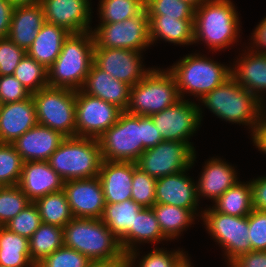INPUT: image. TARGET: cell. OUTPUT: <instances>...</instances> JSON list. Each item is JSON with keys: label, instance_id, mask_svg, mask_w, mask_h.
Segmentation results:
<instances>
[{"label": "cell", "instance_id": "obj_29", "mask_svg": "<svg viewBox=\"0 0 266 267\" xmlns=\"http://www.w3.org/2000/svg\"><path fill=\"white\" fill-rule=\"evenodd\" d=\"M148 18L151 45L159 39L174 45L194 44L193 20H178L170 17Z\"/></svg>", "mask_w": 266, "mask_h": 267}, {"label": "cell", "instance_id": "obj_18", "mask_svg": "<svg viewBox=\"0 0 266 267\" xmlns=\"http://www.w3.org/2000/svg\"><path fill=\"white\" fill-rule=\"evenodd\" d=\"M190 169L157 178L155 204L173 205L189 209L197 217L199 199L196 182L186 173Z\"/></svg>", "mask_w": 266, "mask_h": 267}, {"label": "cell", "instance_id": "obj_19", "mask_svg": "<svg viewBox=\"0 0 266 267\" xmlns=\"http://www.w3.org/2000/svg\"><path fill=\"white\" fill-rule=\"evenodd\" d=\"M64 182L48 161H27L23 163L17 185L34 202L47 194L62 191Z\"/></svg>", "mask_w": 266, "mask_h": 267}, {"label": "cell", "instance_id": "obj_55", "mask_svg": "<svg viewBox=\"0 0 266 267\" xmlns=\"http://www.w3.org/2000/svg\"><path fill=\"white\" fill-rule=\"evenodd\" d=\"M185 2H188L190 5H192L195 9L201 6L203 3H205L207 0H182Z\"/></svg>", "mask_w": 266, "mask_h": 267}, {"label": "cell", "instance_id": "obj_20", "mask_svg": "<svg viewBox=\"0 0 266 267\" xmlns=\"http://www.w3.org/2000/svg\"><path fill=\"white\" fill-rule=\"evenodd\" d=\"M37 124L32 95L22 101L2 104L0 109V143L13 144L17 138Z\"/></svg>", "mask_w": 266, "mask_h": 267}, {"label": "cell", "instance_id": "obj_4", "mask_svg": "<svg viewBox=\"0 0 266 267\" xmlns=\"http://www.w3.org/2000/svg\"><path fill=\"white\" fill-rule=\"evenodd\" d=\"M198 101L221 120L248 126L251 134L264 114V103L232 77Z\"/></svg>", "mask_w": 266, "mask_h": 267}, {"label": "cell", "instance_id": "obj_36", "mask_svg": "<svg viewBox=\"0 0 266 267\" xmlns=\"http://www.w3.org/2000/svg\"><path fill=\"white\" fill-rule=\"evenodd\" d=\"M138 250L137 248L128 253L130 267H184L190 260L186 251L181 249L168 251L156 247L143 257H138L140 255ZM137 258L142 259L137 260V263L135 262Z\"/></svg>", "mask_w": 266, "mask_h": 267}, {"label": "cell", "instance_id": "obj_46", "mask_svg": "<svg viewBox=\"0 0 266 267\" xmlns=\"http://www.w3.org/2000/svg\"><path fill=\"white\" fill-rule=\"evenodd\" d=\"M252 251H266V211L254 209L248 215Z\"/></svg>", "mask_w": 266, "mask_h": 267}, {"label": "cell", "instance_id": "obj_5", "mask_svg": "<svg viewBox=\"0 0 266 267\" xmlns=\"http://www.w3.org/2000/svg\"><path fill=\"white\" fill-rule=\"evenodd\" d=\"M228 66L198 52L184 56L167 69L175 78L181 99L188 93L199 100L231 77Z\"/></svg>", "mask_w": 266, "mask_h": 267}, {"label": "cell", "instance_id": "obj_9", "mask_svg": "<svg viewBox=\"0 0 266 267\" xmlns=\"http://www.w3.org/2000/svg\"><path fill=\"white\" fill-rule=\"evenodd\" d=\"M39 125L59 131L65 137L76 136V91L44 87L32 93Z\"/></svg>", "mask_w": 266, "mask_h": 267}, {"label": "cell", "instance_id": "obj_27", "mask_svg": "<svg viewBox=\"0 0 266 267\" xmlns=\"http://www.w3.org/2000/svg\"><path fill=\"white\" fill-rule=\"evenodd\" d=\"M69 34L65 28L45 22L26 53L48 69L59 56Z\"/></svg>", "mask_w": 266, "mask_h": 267}, {"label": "cell", "instance_id": "obj_54", "mask_svg": "<svg viewBox=\"0 0 266 267\" xmlns=\"http://www.w3.org/2000/svg\"><path fill=\"white\" fill-rule=\"evenodd\" d=\"M14 6L39 4L41 0H9Z\"/></svg>", "mask_w": 266, "mask_h": 267}, {"label": "cell", "instance_id": "obj_34", "mask_svg": "<svg viewBox=\"0 0 266 267\" xmlns=\"http://www.w3.org/2000/svg\"><path fill=\"white\" fill-rule=\"evenodd\" d=\"M63 245V228L42 222L29 238L31 261L36 266L45 257L51 255Z\"/></svg>", "mask_w": 266, "mask_h": 267}, {"label": "cell", "instance_id": "obj_14", "mask_svg": "<svg viewBox=\"0 0 266 267\" xmlns=\"http://www.w3.org/2000/svg\"><path fill=\"white\" fill-rule=\"evenodd\" d=\"M123 111L100 98L76 91V136L98 139Z\"/></svg>", "mask_w": 266, "mask_h": 267}, {"label": "cell", "instance_id": "obj_12", "mask_svg": "<svg viewBox=\"0 0 266 267\" xmlns=\"http://www.w3.org/2000/svg\"><path fill=\"white\" fill-rule=\"evenodd\" d=\"M195 150L188 143L163 140L146 149L136 163L143 172L157 179L192 169L196 161Z\"/></svg>", "mask_w": 266, "mask_h": 267}, {"label": "cell", "instance_id": "obj_44", "mask_svg": "<svg viewBox=\"0 0 266 267\" xmlns=\"http://www.w3.org/2000/svg\"><path fill=\"white\" fill-rule=\"evenodd\" d=\"M90 262L91 260L82 253L63 245L45 257L36 267H88Z\"/></svg>", "mask_w": 266, "mask_h": 267}, {"label": "cell", "instance_id": "obj_1", "mask_svg": "<svg viewBox=\"0 0 266 267\" xmlns=\"http://www.w3.org/2000/svg\"><path fill=\"white\" fill-rule=\"evenodd\" d=\"M97 140L103 160L136 163L146 149L157 146L163 138L150 116L123 111Z\"/></svg>", "mask_w": 266, "mask_h": 267}, {"label": "cell", "instance_id": "obj_7", "mask_svg": "<svg viewBox=\"0 0 266 267\" xmlns=\"http://www.w3.org/2000/svg\"><path fill=\"white\" fill-rule=\"evenodd\" d=\"M100 144L90 137H65L48 162L64 181L99 175L102 164Z\"/></svg>", "mask_w": 266, "mask_h": 267}, {"label": "cell", "instance_id": "obj_26", "mask_svg": "<svg viewBox=\"0 0 266 267\" xmlns=\"http://www.w3.org/2000/svg\"><path fill=\"white\" fill-rule=\"evenodd\" d=\"M45 23L41 4L17 5L11 17L8 38L27 51Z\"/></svg>", "mask_w": 266, "mask_h": 267}, {"label": "cell", "instance_id": "obj_21", "mask_svg": "<svg viewBox=\"0 0 266 267\" xmlns=\"http://www.w3.org/2000/svg\"><path fill=\"white\" fill-rule=\"evenodd\" d=\"M137 167L135 162L102 161L98 177L106 204L131 199L132 177Z\"/></svg>", "mask_w": 266, "mask_h": 267}, {"label": "cell", "instance_id": "obj_43", "mask_svg": "<svg viewBox=\"0 0 266 267\" xmlns=\"http://www.w3.org/2000/svg\"><path fill=\"white\" fill-rule=\"evenodd\" d=\"M41 223L38 208L34 202H31L18 215L6 223L4 227L29 239Z\"/></svg>", "mask_w": 266, "mask_h": 267}, {"label": "cell", "instance_id": "obj_48", "mask_svg": "<svg viewBox=\"0 0 266 267\" xmlns=\"http://www.w3.org/2000/svg\"><path fill=\"white\" fill-rule=\"evenodd\" d=\"M228 267H266V251H250L241 254Z\"/></svg>", "mask_w": 266, "mask_h": 267}, {"label": "cell", "instance_id": "obj_3", "mask_svg": "<svg viewBox=\"0 0 266 267\" xmlns=\"http://www.w3.org/2000/svg\"><path fill=\"white\" fill-rule=\"evenodd\" d=\"M93 62L92 32L70 33L59 56L47 69L48 86L81 90Z\"/></svg>", "mask_w": 266, "mask_h": 267}, {"label": "cell", "instance_id": "obj_30", "mask_svg": "<svg viewBox=\"0 0 266 267\" xmlns=\"http://www.w3.org/2000/svg\"><path fill=\"white\" fill-rule=\"evenodd\" d=\"M0 265L36 267L31 261L29 239L3 227L0 231Z\"/></svg>", "mask_w": 266, "mask_h": 267}, {"label": "cell", "instance_id": "obj_22", "mask_svg": "<svg viewBox=\"0 0 266 267\" xmlns=\"http://www.w3.org/2000/svg\"><path fill=\"white\" fill-rule=\"evenodd\" d=\"M64 138L59 131L37 124L17 138L13 146L23 162L48 161Z\"/></svg>", "mask_w": 266, "mask_h": 267}, {"label": "cell", "instance_id": "obj_58", "mask_svg": "<svg viewBox=\"0 0 266 267\" xmlns=\"http://www.w3.org/2000/svg\"><path fill=\"white\" fill-rule=\"evenodd\" d=\"M4 226L0 223V231H1V229L3 228Z\"/></svg>", "mask_w": 266, "mask_h": 267}, {"label": "cell", "instance_id": "obj_45", "mask_svg": "<svg viewBox=\"0 0 266 267\" xmlns=\"http://www.w3.org/2000/svg\"><path fill=\"white\" fill-rule=\"evenodd\" d=\"M26 51L8 37L0 39V76L13 75Z\"/></svg>", "mask_w": 266, "mask_h": 267}, {"label": "cell", "instance_id": "obj_40", "mask_svg": "<svg viewBox=\"0 0 266 267\" xmlns=\"http://www.w3.org/2000/svg\"><path fill=\"white\" fill-rule=\"evenodd\" d=\"M23 163L13 144L0 143V186L17 185Z\"/></svg>", "mask_w": 266, "mask_h": 267}, {"label": "cell", "instance_id": "obj_51", "mask_svg": "<svg viewBox=\"0 0 266 267\" xmlns=\"http://www.w3.org/2000/svg\"><path fill=\"white\" fill-rule=\"evenodd\" d=\"M14 7L9 0H0V39L8 37Z\"/></svg>", "mask_w": 266, "mask_h": 267}, {"label": "cell", "instance_id": "obj_52", "mask_svg": "<svg viewBox=\"0 0 266 267\" xmlns=\"http://www.w3.org/2000/svg\"><path fill=\"white\" fill-rule=\"evenodd\" d=\"M253 144L258 148V151L266 154V114L261 116L260 122L255 127L251 134Z\"/></svg>", "mask_w": 266, "mask_h": 267}, {"label": "cell", "instance_id": "obj_57", "mask_svg": "<svg viewBox=\"0 0 266 267\" xmlns=\"http://www.w3.org/2000/svg\"><path fill=\"white\" fill-rule=\"evenodd\" d=\"M264 113L266 114V104H264Z\"/></svg>", "mask_w": 266, "mask_h": 267}, {"label": "cell", "instance_id": "obj_16", "mask_svg": "<svg viewBox=\"0 0 266 267\" xmlns=\"http://www.w3.org/2000/svg\"><path fill=\"white\" fill-rule=\"evenodd\" d=\"M63 191L74 218H102L106 203L98 176L65 181Z\"/></svg>", "mask_w": 266, "mask_h": 267}, {"label": "cell", "instance_id": "obj_33", "mask_svg": "<svg viewBox=\"0 0 266 267\" xmlns=\"http://www.w3.org/2000/svg\"><path fill=\"white\" fill-rule=\"evenodd\" d=\"M142 208L132 199L121 203L105 204L101 220L120 240L131 228H134L135 215Z\"/></svg>", "mask_w": 266, "mask_h": 267}, {"label": "cell", "instance_id": "obj_10", "mask_svg": "<svg viewBox=\"0 0 266 267\" xmlns=\"http://www.w3.org/2000/svg\"><path fill=\"white\" fill-rule=\"evenodd\" d=\"M200 212L202 213L200 219L203 220L205 229L224 249L227 265L239 255L252 251L248 237V216H231L217 212L212 207Z\"/></svg>", "mask_w": 266, "mask_h": 267}, {"label": "cell", "instance_id": "obj_37", "mask_svg": "<svg viewBox=\"0 0 266 267\" xmlns=\"http://www.w3.org/2000/svg\"><path fill=\"white\" fill-rule=\"evenodd\" d=\"M145 9V0H99V24L122 22L138 16Z\"/></svg>", "mask_w": 266, "mask_h": 267}, {"label": "cell", "instance_id": "obj_17", "mask_svg": "<svg viewBox=\"0 0 266 267\" xmlns=\"http://www.w3.org/2000/svg\"><path fill=\"white\" fill-rule=\"evenodd\" d=\"M91 0H41L45 22L65 28L70 33L91 31Z\"/></svg>", "mask_w": 266, "mask_h": 267}, {"label": "cell", "instance_id": "obj_41", "mask_svg": "<svg viewBox=\"0 0 266 267\" xmlns=\"http://www.w3.org/2000/svg\"><path fill=\"white\" fill-rule=\"evenodd\" d=\"M31 201L18 185L0 186V223L5 226Z\"/></svg>", "mask_w": 266, "mask_h": 267}, {"label": "cell", "instance_id": "obj_24", "mask_svg": "<svg viewBox=\"0 0 266 267\" xmlns=\"http://www.w3.org/2000/svg\"><path fill=\"white\" fill-rule=\"evenodd\" d=\"M237 176L234 166L219 157H211L205 162L198 182L196 181L199 201L204 197L214 203L224 192L240 181Z\"/></svg>", "mask_w": 266, "mask_h": 267}, {"label": "cell", "instance_id": "obj_32", "mask_svg": "<svg viewBox=\"0 0 266 267\" xmlns=\"http://www.w3.org/2000/svg\"><path fill=\"white\" fill-rule=\"evenodd\" d=\"M212 208L231 216H248L254 210L250 180L238 181L214 202Z\"/></svg>", "mask_w": 266, "mask_h": 267}, {"label": "cell", "instance_id": "obj_47", "mask_svg": "<svg viewBox=\"0 0 266 267\" xmlns=\"http://www.w3.org/2000/svg\"><path fill=\"white\" fill-rule=\"evenodd\" d=\"M32 94L13 75L0 76V101L2 104L18 102Z\"/></svg>", "mask_w": 266, "mask_h": 267}, {"label": "cell", "instance_id": "obj_38", "mask_svg": "<svg viewBox=\"0 0 266 267\" xmlns=\"http://www.w3.org/2000/svg\"><path fill=\"white\" fill-rule=\"evenodd\" d=\"M13 76L32 94L48 86L47 69L27 53L15 68Z\"/></svg>", "mask_w": 266, "mask_h": 267}, {"label": "cell", "instance_id": "obj_11", "mask_svg": "<svg viewBox=\"0 0 266 267\" xmlns=\"http://www.w3.org/2000/svg\"><path fill=\"white\" fill-rule=\"evenodd\" d=\"M91 32L94 37V48H119L145 52L146 48L151 46L149 18L145 9L138 16L122 22L99 24Z\"/></svg>", "mask_w": 266, "mask_h": 267}, {"label": "cell", "instance_id": "obj_50", "mask_svg": "<svg viewBox=\"0 0 266 267\" xmlns=\"http://www.w3.org/2000/svg\"><path fill=\"white\" fill-rule=\"evenodd\" d=\"M251 44L248 47L250 50L266 54V17L253 30Z\"/></svg>", "mask_w": 266, "mask_h": 267}, {"label": "cell", "instance_id": "obj_2", "mask_svg": "<svg viewBox=\"0 0 266 267\" xmlns=\"http://www.w3.org/2000/svg\"><path fill=\"white\" fill-rule=\"evenodd\" d=\"M238 11L231 0H207L195 9L194 44L203 42L210 51L233 47L240 38Z\"/></svg>", "mask_w": 266, "mask_h": 267}, {"label": "cell", "instance_id": "obj_25", "mask_svg": "<svg viewBox=\"0 0 266 267\" xmlns=\"http://www.w3.org/2000/svg\"><path fill=\"white\" fill-rule=\"evenodd\" d=\"M130 89V85L118 81L93 63L81 90L126 111L130 101Z\"/></svg>", "mask_w": 266, "mask_h": 267}, {"label": "cell", "instance_id": "obj_56", "mask_svg": "<svg viewBox=\"0 0 266 267\" xmlns=\"http://www.w3.org/2000/svg\"><path fill=\"white\" fill-rule=\"evenodd\" d=\"M191 265H192V263H191V261H189L184 267H193Z\"/></svg>", "mask_w": 266, "mask_h": 267}, {"label": "cell", "instance_id": "obj_35", "mask_svg": "<svg viewBox=\"0 0 266 267\" xmlns=\"http://www.w3.org/2000/svg\"><path fill=\"white\" fill-rule=\"evenodd\" d=\"M43 223L64 227L74 218L65 192L47 194L34 201Z\"/></svg>", "mask_w": 266, "mask_h": 267}, {"label": "cell", "instance_id": "obj_28", "mask_svg": "<svg viewBox=\"0 0 266 267\" xmlns=\"http://www.w3.org/2000/svg\"><path fill=\"white\" fill-rule=\"evenodd\" d=\"M168 241L159 226L151 207L142 208L135 215L134 228H131L119 241L124 253L137 249L141 243H161ZM139 243V245H137Z\"/></svg>", "mask_w": 266, "mask_h": 267}, {"label": "cell", "instance_id": "obj_53", "mask_svg": "<svg viewBox=\"0 0 266 267\" xmlns=\"http://www.w3.org/2000/svg\"><path fill=\"white\" fill-rule=\"evenodd\" d=\"M88 267H130V259L128 254L124 253L110 260L91 261Z\"/></svg>", "mask_w": 266, "mask_h": 267}, {"label": "cell", "instance_id": "obj_23", "mask_svg": "<svg viewBox=\"0 0 266 267\" xmlns=\"http://www.w3.org/2000/svg\"><path fill=\"white\" fill-rule=\"evenodd\" d=\"M245 48L241 57L233 61L231 77L265 104L262 94L266 92V54Z\"/></svg>", "mask_w": 266, "mask_h": 267}, {"label": "cell", "instance_id": "obj_13", "mask_svg": "<svg viewBox=\"0 0 266 267\" xmlns=\"http://www.w3.org/2000/svg\"><path fill=\"white\" fill-rule=\"evenodd\" d=\"M199 105L189 99H180L150 117L163 140L184 142L194 147L189 140L201 125L203 110Z\"/></svg>", "mask_w": 266, "mask_h": 267}, {"label": "cell", "instance_id": "obj_6", "mask_svg": "<svg viewBox=\"0 0 266 267\" xmlns=\"http://www.w3.org/2000/svg\"><path fill=\"white\" fill-rule=\"evenodd\" d=\"M64 246L91 261L110 260L124 254L119 239L101 219L73 218L63 227Z\"/></svg>", "mask_w": 266, "mask_h": 267}, {"label": "cell", "instance_id": "obj_8", "mask_svg": "<svg viewBox=\"0 0 266 267\" xmlns=\"http://www.w3.org/2000/svg\"><path fill=\"white\" fill-rule=\"evenodd\" d=\"M177 84L168 69L153 67L152 70L130 89L129 114L151 116L179 101Z\"/></svg>", "mask_w": 266, "mask_h": 267}, {"label": "cell", "instance_id": "obj_42", "mask_svg": "<svg viewBox=\"0 0 266 267\" xmlns=\"http://www.w3.org/2000/svg\"><path fill=\"white\" fill-rule=\"evenodd\" d=\"M156 178L136 168L132 177L131 199L143 208L155 205Z\"/></svg>", "mask_w": 266, "mask_h": 267}, {"label": "cell", "instance_id": "obj_39", "mask_svg": "<svg viewBox=\"0 0 266 267\" xmlns=\"http://www.w3.org/2000/svg\"><path fill=\"white\" fill-rule=\"evenodd\" d=\"M148 17H170L178 20H193L195 8L182 0H145Z\"/></svg>", "mask_w": 266, "mask_h": 267}, {"label": "cell", "instance_id": "obj_49", "mask_svg": "<svg viewBox=\"0 0 266 267\" xmlns=\"http://www.w3.org/2000/svg\"><path fill=\"white\" fill-rule=\"evenodd\" d=\"M253 209L266 211V176L250 181Z\"/></svg>", "mask_w": 266, "mask_h": 267}, {"label": "cell", "instance_id": "obj_31", "mask_svg": "<svg viewBox=\"0 0 266 267\" xmlns=\"http://www.w3.org/2000/svg\"><path fill=\"white\" fill-rule=\"evenodd\" d=\"M164 237L170 241L178 239L183 231L195 224L196 216L189 210L173 205L155 204L151 207Z\"/></svg>", "mask_w": 266, "mask_h": 267}, {"label": "cell", "instance_id": "obj_15", "mask_svg": "<svg viewBox=\"0 0 266 267\" xmlns=\"http://www.w3.org/2000/svg\"><path fill=\"white\" fill-rule=\"evenodd\" d=\"M142 53L131 49L94 48L93 63L113 78L133 87L152 70V67L144 68Z\"/></svg>", "mask_w": 266, "mask_h": 267}]
</instances>
